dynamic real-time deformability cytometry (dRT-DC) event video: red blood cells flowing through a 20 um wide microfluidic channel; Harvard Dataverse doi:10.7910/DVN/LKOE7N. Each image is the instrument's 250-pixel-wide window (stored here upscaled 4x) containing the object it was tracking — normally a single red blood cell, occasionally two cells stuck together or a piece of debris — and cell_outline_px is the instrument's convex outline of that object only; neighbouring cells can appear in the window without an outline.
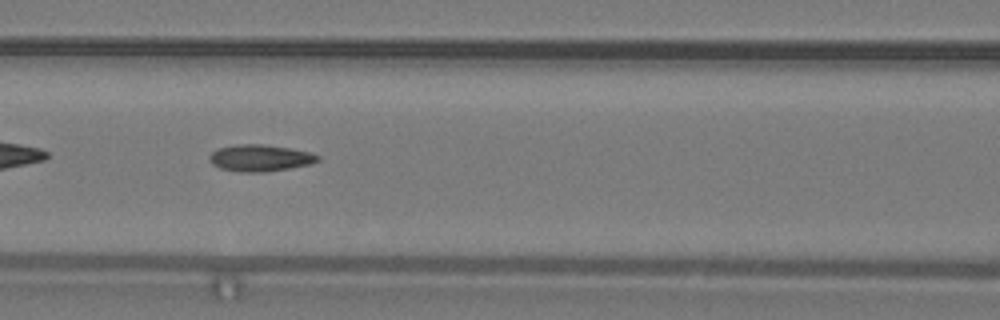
{"species": "common noctule bat (a hibernating species)", "species_latin": "Nyctalus noctula", "temperature_condition": "warm", "stored_images_in_passage": 17, "camera_frame_rate_fps": 3000, "um_per_image_px": 0.085, "animal": {"sex": "male", "body_mass_g": 19.2, "forearm_length_mm": 51.8}, "frame": {"image": 1, "passage_image": 8, "time_ms": 2.333, "image_size_px": [1000, 320], "cell_outline_px": [[320, 160], [312, 164], [264, 172], [244, 172], [220, 168], [212, 164], [208, 160], [208, 156], [212, 152], [220, 148], [240, 144], [264, 144], [288, 148], [308, 152], [320, 156]], "centroid_in_image_um": [22.1, 13.43], "position_along_channel_um": 144.5, "area_um2": 16.7}}